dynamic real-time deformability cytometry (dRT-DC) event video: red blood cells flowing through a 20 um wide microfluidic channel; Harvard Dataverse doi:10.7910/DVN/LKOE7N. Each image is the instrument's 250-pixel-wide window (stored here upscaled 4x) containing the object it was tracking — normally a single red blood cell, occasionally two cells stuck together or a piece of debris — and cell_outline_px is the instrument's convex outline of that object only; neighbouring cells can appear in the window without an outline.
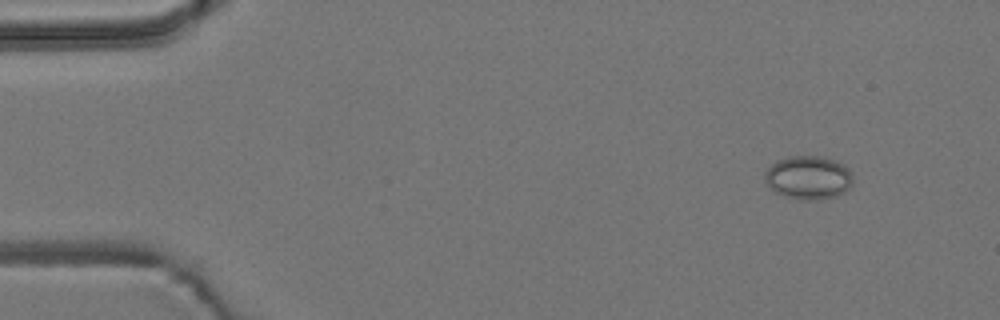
{"species": "common noctule bat (a hibernating species)", "species_latin": "Nyctalus noctula", "temperature_condition": "room temperature", "stored_images_in_passage": 4, "camera_frame_rate_fps": 3000, "um_per_image_px": 0.085, "animal": {"sex": "male", "body_mass_g": 19.2, "forearm_length_mm": 51.8}, "frame": {"image": 1, "passage_image": 2, "time_ms": 1.0, "image_size_px": [1000, 320], "cell_outline_px": [[852, 184], [844, 192], [836, 196], [812, 200], [800, 200], [772, 192], [764, 180], [764, 172], [776, 160], [788, 156], [820, 156], [836, 160], [844, 164], [852, 172]], "centroid_in_image_um": [68.69, 15.08], "position_along_channel_um": 16.3, "area_um2": 22.66}}